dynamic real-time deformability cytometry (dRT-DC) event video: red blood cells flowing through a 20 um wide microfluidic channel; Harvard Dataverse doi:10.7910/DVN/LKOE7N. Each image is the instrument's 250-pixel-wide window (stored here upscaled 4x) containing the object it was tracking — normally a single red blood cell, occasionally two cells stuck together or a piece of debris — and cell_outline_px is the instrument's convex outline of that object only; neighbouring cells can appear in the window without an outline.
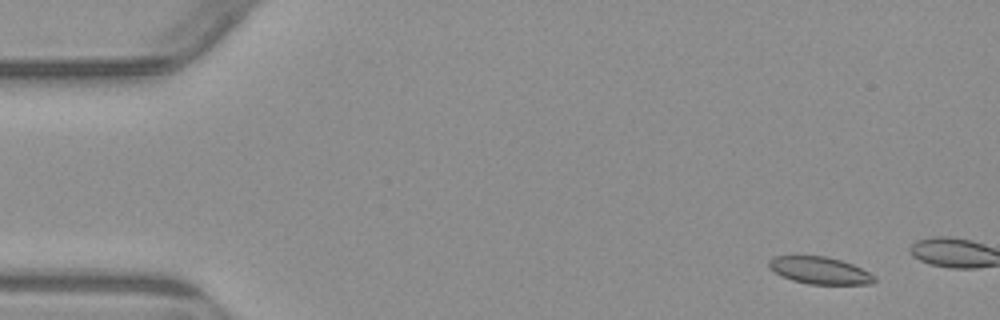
{"species": "common noctule bat (a hibernating species)", "species_latin": "Nyctalus noctula", "temperature_condition": "warm", "stored_images_in_passage": 4, "camera_frame_rate_fps": 3000, "um_per_image_px": 0.085, "animal": {"sex": "male", "body_mass_g": 23.1, "forearm_length_mm": 52.7}, "frame": {"image": 1, "passage_image": 2, "time_ms": 1.0, "image_size_px": [1000, 320], "cell_outline_px": [[876, 280], [872, 284], [808, 284], [792, 280], [768, 268], [768, 260], [776, 256], [828, 256], [852, 264], [876, 276]], "centroid_in_image_um": [69.69, 22.99], "position_along_channel_um": 15.3, "area_um2": 16.59}}